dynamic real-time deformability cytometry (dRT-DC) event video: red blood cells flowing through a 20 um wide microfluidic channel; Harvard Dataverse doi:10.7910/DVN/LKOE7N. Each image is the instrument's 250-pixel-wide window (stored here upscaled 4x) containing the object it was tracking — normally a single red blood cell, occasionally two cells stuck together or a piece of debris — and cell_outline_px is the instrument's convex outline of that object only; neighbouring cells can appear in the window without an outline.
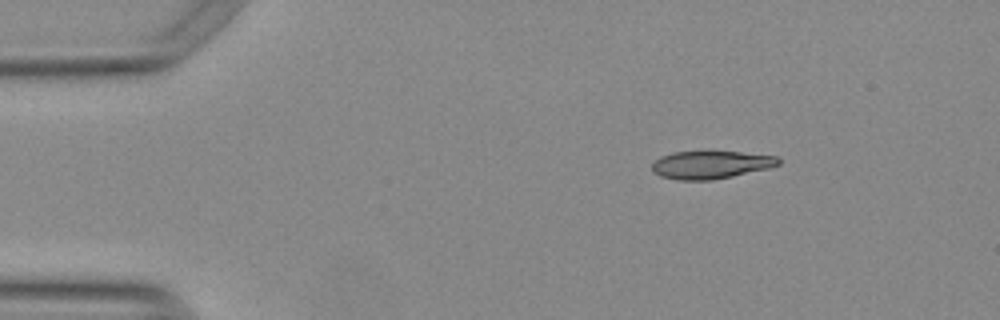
{"species": "Egyptian fruit bat (a non-hibernating species)", "species_latin": "Rousettus aegyptiacus", "temperature_condition": "warm", "stored_images_in_passage": 47, "camera_frame_rate_fps": 3000, "um_per_image_px": 0.085, "animal": {"sex": "female"}, "frame": {"image": 1, "passage_image": 1, "time_ms": 0.0, "image_size_px": [1000, 320], "cell_outline_px": [[780, 164], [768, 168], [732, 176], [712, 180], [680, 180], [660, 176], [652, 168], [652, 164], [660, 156], [672, 152], [712, 148], [776, 156], [780, 160]], "centroid_in_image_um": [60.42, 13.94], "position_along_channel_um": 24.6, "area_um2": 21.33}}
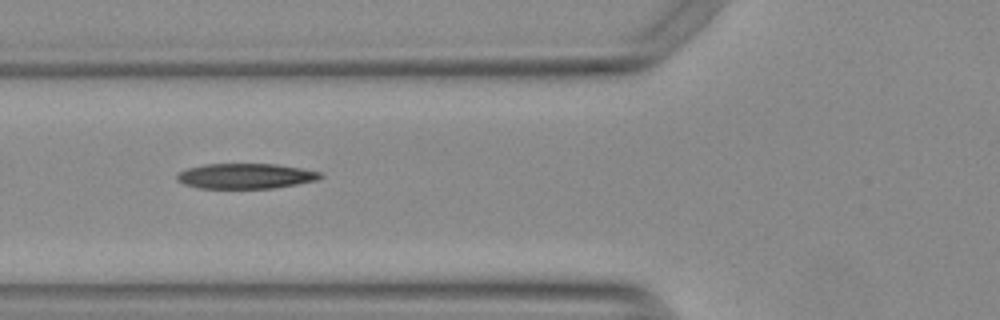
{"frame": {"image": 2, "passage_image": 13, "time_ms": 4.0, "image_size_px": [1000, 320], "cell_outline_px": [[324, 176], [316, 180], [296, 184], [272, 188], [200, 188], [184, 184], [176, 180], [176, 176], [180, 172], [188, 168], [204, 164], [276, 164], [300, 168], [320, 172]], "centroid_in_image_um": [20.86, 14.96], "position_along_channel_um": 104.9, "area_um2": 20.92}}
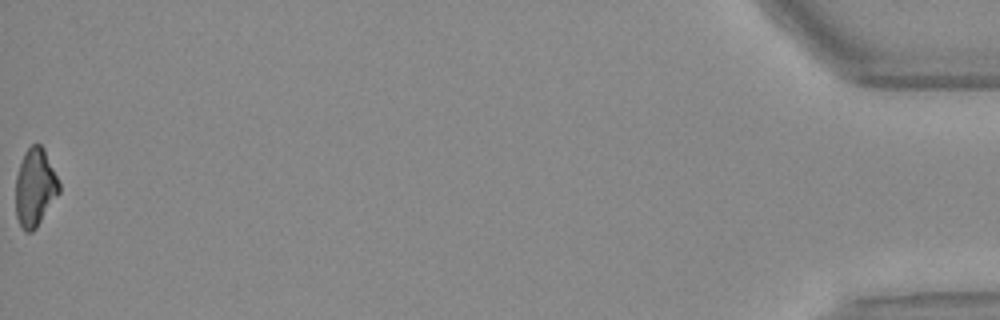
{"frame": {"image": 3, "passage_image": 47, "time_ms": 15.333, "image_size_px": [1000, 320], "cell_outline_px": [[60, 192], [36, 228], [32, 232], [24, 232], [16, 216], [16, 176], [24, 152], [32, 144], [40, 144], [44, 148], [60, 184]], "centroid_in_image_um": [2.98, 15.94], "position_along_channel_um": 432.2, "area_um2": 19.65}, "authors_computed_cell_mechanics": {"area_um2": 21.3282, "velocity_mm_per_s": 3.8039, "shape_relaxation_time_tau1_ms": 6.6997, "shape_relaxation_time_tau2_ms": 6.079, "deformation_change_tau1": 0.2064, "deformation_change_tau2": 0.1756}}